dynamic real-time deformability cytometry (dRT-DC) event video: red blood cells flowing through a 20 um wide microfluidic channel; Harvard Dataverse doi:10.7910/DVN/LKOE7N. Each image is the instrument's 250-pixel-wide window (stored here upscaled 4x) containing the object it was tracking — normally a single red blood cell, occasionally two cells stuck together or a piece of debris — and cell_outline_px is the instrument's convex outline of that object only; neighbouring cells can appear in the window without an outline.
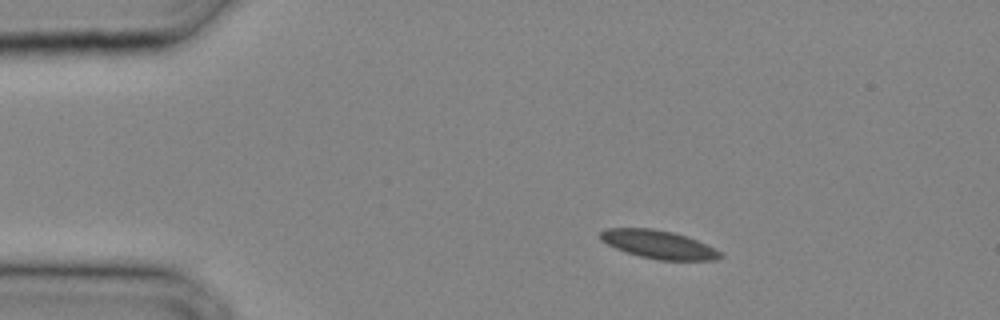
{"species": "common noctule bat (a hibernating species)", "species_latin": "Nyctalus noctula", "temperature_condition": "cold", "stored_images_in_passage": 7, "camera_frame_rate_fps": 3000, "um_per_image_px": 0.085, "animal": {"sex": "male", "body_mass_g": 20.4}, "frame": {"image": 1, "passage_image": 1, "time_ms": 0.0, "image_size_px": [1000, 320], "cell_outline_px": [[724, 256], [716, 260], [660, 260], [640, 256], [616, 248], [600, 240], [600, 232], [604, 228], [652, 228], [672, 232], [688, 236], [708, 244], [720, 252]], "centroid_in_image_um": [56.0, 20.77], "position_along_channel_um": 29.0, "area_um2": 19.77}}
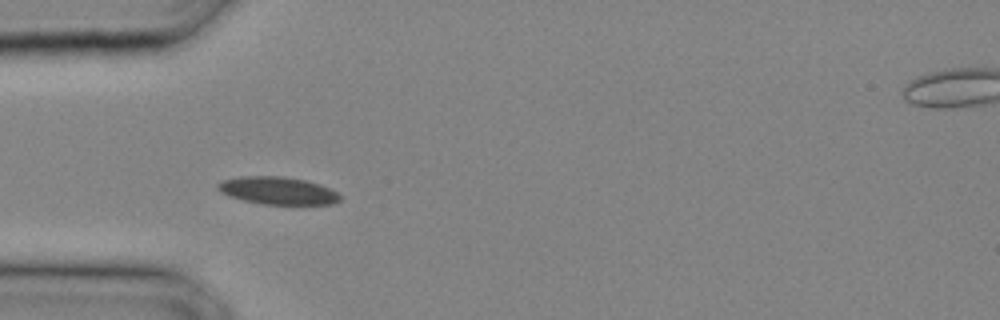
{"frame": {"image": 2, "passage_image": 5, "time_ms": 1.333, "image_size_px": [1000, 320], "cell_outline_px": [[340, 200], [332, 204], [260, 204], [228, 196], [220, 192], [216, 188], [216, 184], [224, 180], [240, 176], [280, 176], [304, 180], [320, 184], [336, 192], [340, 196]], "centroid_in_image_um": [23.56, 16.2], "position_along_channel_um": 61.4, "area_um2": 19.54}}
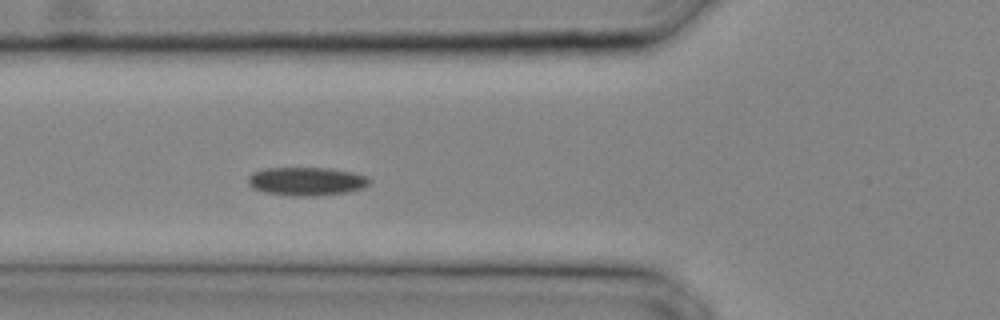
{"frame": {"image": 3, "passage_image": 7, "time_ms": 2.0, "image_size_px": [1000, 320], "cell_outline_px": [[372, 180], [364, 188], [348, 192], [316, 196], [288, 196], [264, 192], [252, 188], [248, 184], [248, 176], [252, 172], [264, 168], [328, 168], [352, 172], [368, 176]], "centroid_in_image_um": [26.05, 15.42], "position_along_channel_um": 99.8, "area_um2": 20.4}}